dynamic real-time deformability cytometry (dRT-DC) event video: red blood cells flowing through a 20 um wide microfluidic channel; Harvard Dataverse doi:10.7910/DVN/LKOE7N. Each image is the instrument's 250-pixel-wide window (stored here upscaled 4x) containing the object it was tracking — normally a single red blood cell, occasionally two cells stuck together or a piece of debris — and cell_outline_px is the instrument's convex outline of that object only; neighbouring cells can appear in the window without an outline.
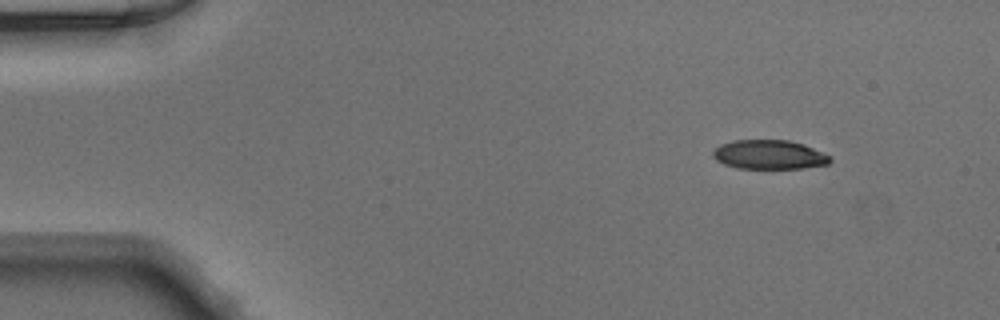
{"species": "Egyptian fruit bat (a non-hibernating species)", "species_latin": "Rousettus aegyptiacus", "temperature_condition": "warm", "stored_images_in_passage": 44, "camera_frame_rate_fps": 3000, "um_per_image_px": 0.085, "animal": {"sex": "male"}, "frame": {"image": 1, "passage_image": 1, "time_ms": 0.0, "image_size_px": [1000, 320], "cell_outline_px": [[832, 160], [828, 164], [804, 168], [736, 168], [724, 164], [716, 160], [712, 156], [712, 152], [720, 144], [732, 140], [788, 140], [804, 144], [832, 156]], "centroid_in_image_um": [65.39, 13.14], "position_along_channel_um": 19.6, "area_um2": 20.06}}
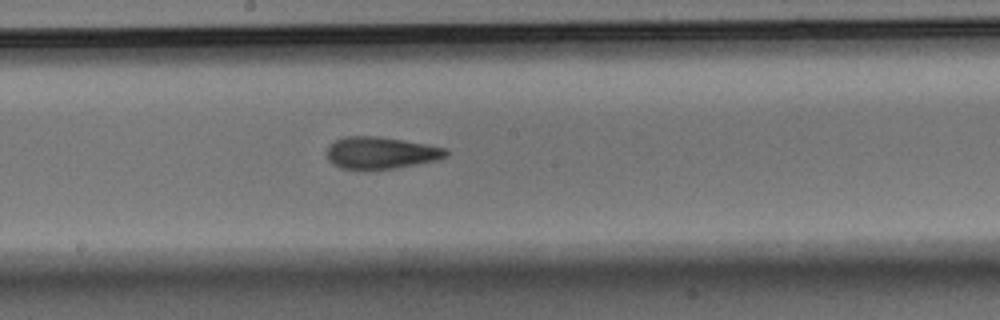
{"frame": {"image": 2, "passage_image": 22, "time_ms": 7.0, "image_size_px": [1000, 320], "cell_outline_px": [[448, 156], [436, 160], [396, 168], [368, 172], [340, 168], [332, 164], [328, 160], [328, 144], [344, 136], [380, 136], [428, 144], [448, 148]], "centroid_in_image_um": [32.36, 13.02], "position_along_channel_um": 215.8, "area_um2": 22.95}}
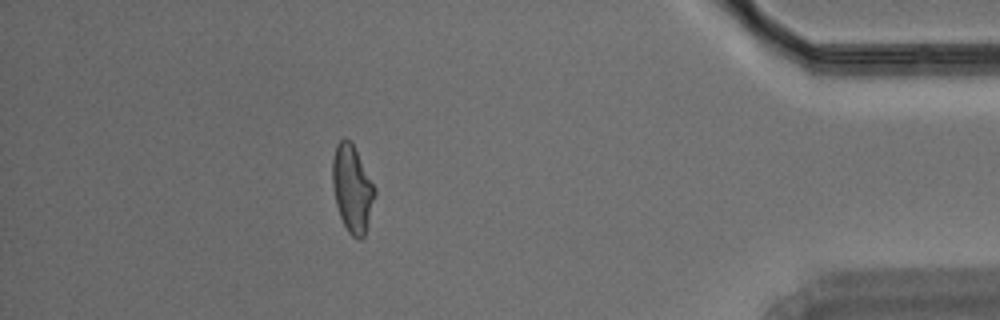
{"frame": {"image": 3, "passage_image": 39, "time_ms": 12.667, "image_size_px": [1000, 320], "cell_outline_px": [[376, 192], [364, 236], [360, 240], [352, 236], [348, 232], [340, 216], [336, 204], [332, 184], [332, 160], [336, 144], [344, 136], [352, 144], [376, 188]], "centroid_in_image_um": [29.92, 16.03], "position_along_channel_um": 405.3, "area_um2": 21.21}}